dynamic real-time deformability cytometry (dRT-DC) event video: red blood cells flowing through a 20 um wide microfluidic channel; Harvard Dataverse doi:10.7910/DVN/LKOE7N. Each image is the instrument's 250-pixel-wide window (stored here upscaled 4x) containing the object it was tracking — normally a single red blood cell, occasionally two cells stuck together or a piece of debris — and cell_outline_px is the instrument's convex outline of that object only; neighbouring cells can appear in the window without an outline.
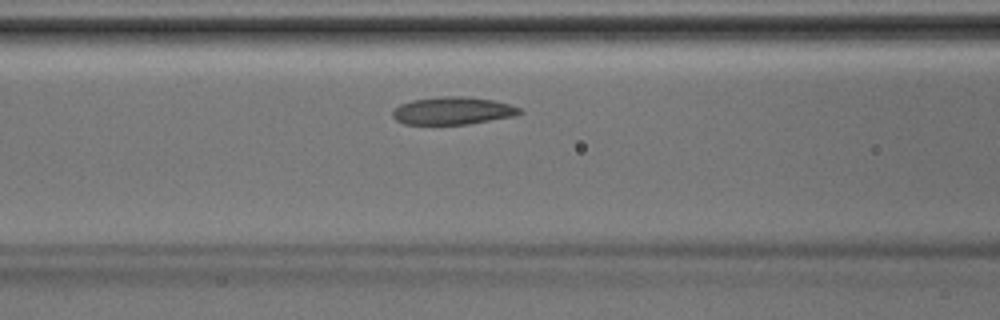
{"species": "Egyptian fruit bat (a non-hibernating species)", "species_latin": "Rousettus aegyptiacus", "temperature_condition": "room temperature", "stored_images_in_passage": 34, "camera_frame_rate_fps": 3000, "um_per_image_px": 0.085, "animal": {"sex": "male"}, "frame": {"image": 1, "passage_image": 9, "time_ms": 2.667, "image_size_px": [1000, 320], "cell_outline_px": [[524, 112], [512, 116], [468, 124], [404, 124], [396, 120], [392, 116], [392, 112], [400, 104], [412, 100], [436, 96], [464, 96], [492, 100], [508, 104], [520, 108]], "centroid_in_image_um": [38.45, 9.41], "position_along_channel_um": 128.2, "area_um2": 20.35}}
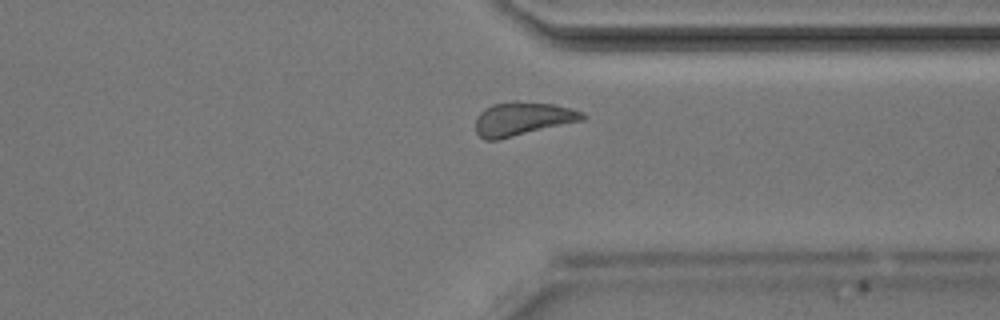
{"frame": {"image": 2, "passage_image": 24, "time_ms": 7.667, "image_size_px": [1000, 320], "cell_outline_px": [[588, 116], [584, 120], [500, 140], [484, 140], [476, 132], [476, 120], [480, 112], [484, 108], [492, 104], [512, 100], [516, 100], [552, 104], [572, 108], [584, 112]], "centroid_in_image_um": [44.44, 10.09], "position_along_channel_um": 367.0, "area_um2": 21.39}}
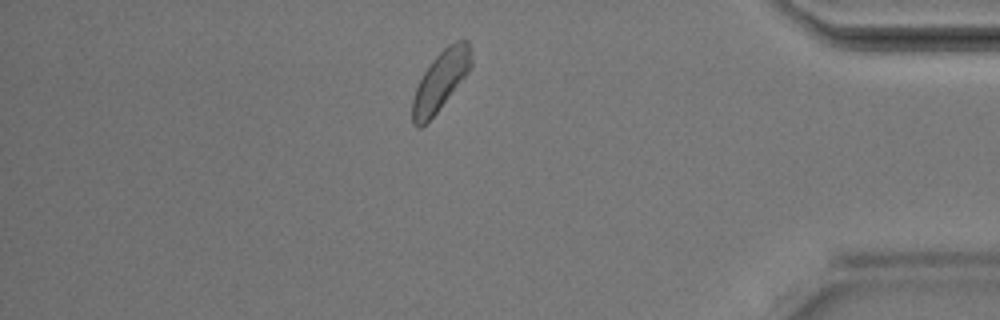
{"frame": {"image": 3, "passage_image": 28, "time_ms": 9.0, "image_size_px": [1000, 320], "cell_outline_px": [[472, 68], [436, 112], [420, 128], [416, 128], [412, 124], [412, 100], [416, 88], [424, 72], [432, 60], [448, 44], [456, 40], [468, 40], [472, 56]], "centroid_in_image_um": [37.46, 6.84], "position_along_channel_um": 397.7, "area_um2": 20.17}}